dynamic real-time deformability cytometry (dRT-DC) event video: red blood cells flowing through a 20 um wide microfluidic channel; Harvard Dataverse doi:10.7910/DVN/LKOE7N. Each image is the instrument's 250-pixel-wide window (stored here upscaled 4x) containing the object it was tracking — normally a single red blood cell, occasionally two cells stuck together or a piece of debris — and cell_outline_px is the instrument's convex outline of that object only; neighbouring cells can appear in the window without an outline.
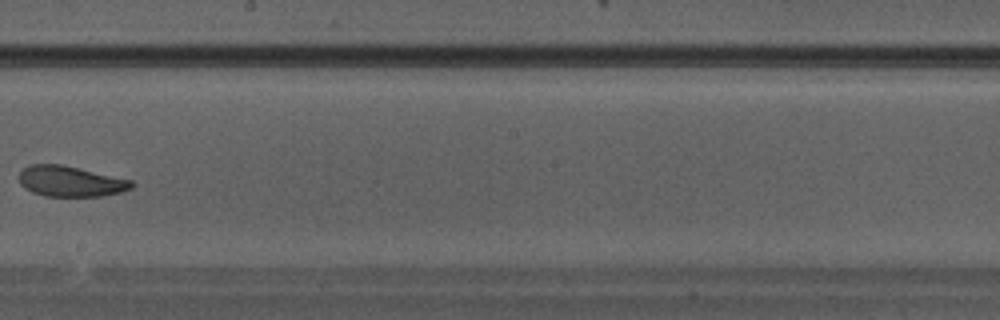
{"species": "Egyptian fruit bat (a non-hibernating species)", "species_latin": "Rousettus aegyptiacus", "temperature_condition": "warm", "stored_images_in_passage": 34, "camera_frame_rate_fps": 3000, "um_per_image_px": 0.085, "animal": {"sex": "male"}, "frame": {"image": 1, "passage_image": 20, "time_ms": 6.333, "image_size_px": [1000, 320], "cell_outline_px": [[136, 184], [132, 188], [120, 192], [100, 196], [44, 196], [32, 192], [24, 188], [20, 184], [20, 172], [24, 168], [32, 164], [60, 164], [132, 180]], "centroid_in_image_um": [5.99, 15.42], "position_along_channel_um": 242.2, "area_um2": 19.94}}